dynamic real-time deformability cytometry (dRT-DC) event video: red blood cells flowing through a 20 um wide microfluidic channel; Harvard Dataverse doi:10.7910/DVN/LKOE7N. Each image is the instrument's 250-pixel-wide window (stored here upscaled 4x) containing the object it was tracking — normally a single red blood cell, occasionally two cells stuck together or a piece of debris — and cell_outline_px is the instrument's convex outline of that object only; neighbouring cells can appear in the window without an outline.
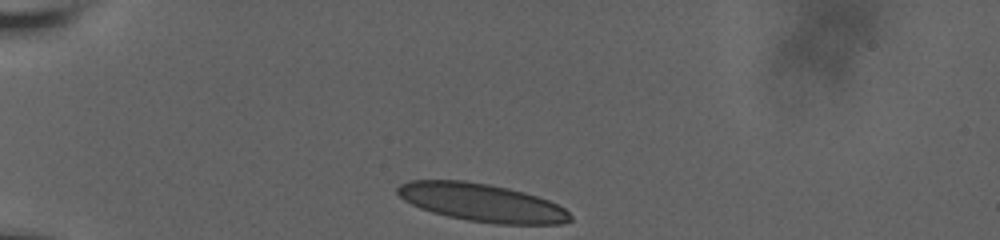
{"species": "human", "species_latin": "Homo sapiens", "temperature_condition": "room temperature", "stored_images_in_passage": 35, "camera_frame_rate_fps": 3000, "um_per_image_px": 0.085, "donor": {"sex": "male"}, "frame": {"image": 1, "passage_image": 1, "time_ms": 0.0, "image_size_px": [1000, 240], "cell_outline_px": [[572, 220], [560, 224], [496, 224], [468, 220], [448, 216], [432, 212], [420, 208], [404, 200], [396, 192], [396, 188], [400, 184], [408, 180], [464, 180], [488, 184], [508, 188], [524, 192], [548, 200], [564, 208], [572, 216]], "centroid_in_image_um": [40.94, 17.21], "position_along_channel_um": 44.1, "area_um2": 38.15}}
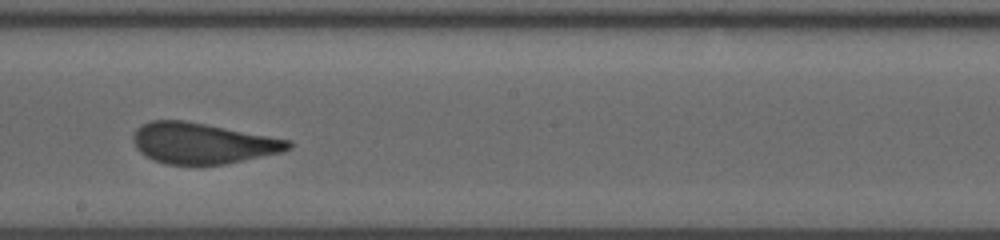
{"frame": {"image": 2, "passage_image": 20, "time_ms": 6.333, "image_size_px": [1000, 240], "cell_outline_px": [[292, 148], [280, 152], [244, 160], [224, 164], [164, 164], [140, 152], [136, 148], [132, 140], [132, 136], [136, 128], [140, 124], [152, 120], [184, 120], [292, 140]], "centroid_in_image_um": [17.19, 12.16], "position_along_channel_um": 231.0, "area_um2": 36.76}}
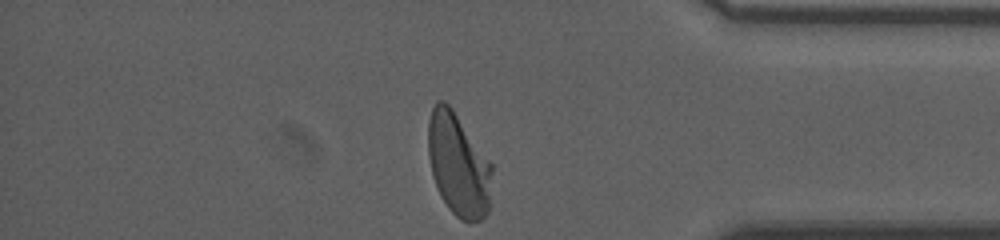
{"frame": {"image": 3, "passage_image": 35, "time_ms": 11.333, "image_size_px": [1000, 240], "cell_outline_px": [[492, 172], [488, 212], [480, 220], [472, 224], [460, 220], [448, 208], [440, 196], [432, 176], [428, 156], [428, 120], [432, 108], [436, 100], [444, 100], [452, 108], [492, 164]], "centroid_in_image_um": [38.94, 14.03], "position_along_channel_um": 396.3, "area_um2": 38.49}, "authors_computed_cell_mechanics": {"area_um2": 37.57, "velocity_mm_per_s": 3.6572, "shape_relaxation_time_tau1_ms": 7.1953, "shape_relaxation_time_tau2_ms": null, "deformation_change_tau1": 0.1927, "deformation_change_tau2": null}}